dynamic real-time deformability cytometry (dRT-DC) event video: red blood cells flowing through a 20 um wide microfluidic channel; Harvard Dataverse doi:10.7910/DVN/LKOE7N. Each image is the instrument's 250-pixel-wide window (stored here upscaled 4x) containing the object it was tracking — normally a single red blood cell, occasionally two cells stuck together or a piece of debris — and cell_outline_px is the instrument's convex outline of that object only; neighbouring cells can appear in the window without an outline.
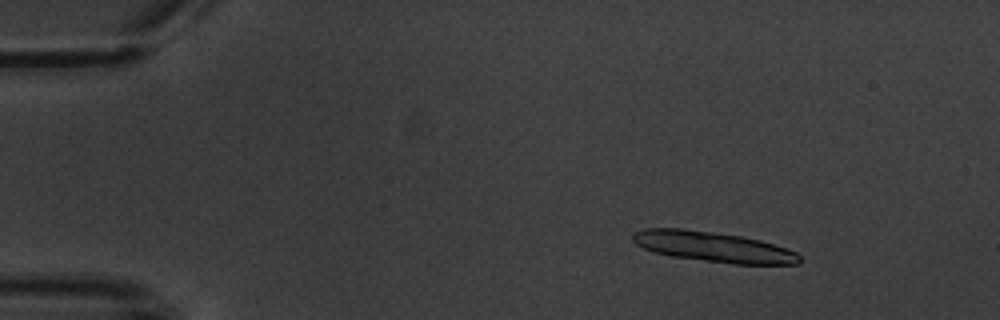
{"species": "common noctule bat (a hibernating species)", "species_latin": "Nyctalus noctula", "temperature_condition": "warm", "stored_images_in_passage": 5, "camera_frame_rate_fps": 3000, "um_per_image_px": 0.085, "animal": {"sex": "male", "body_mass_g": 20.1, "forearm_length_mm": 53.5}, "frame": {"image": 1, "passage_image": 2, "time_ms": 1.333, "image_size_px": [1000, 320], "cell_outline_px": [[800, 260], [796, 264], [732, 264], [672, 256], [652, 252], [636, 244], [632, 240], [632, 232], [644, 228], [680, 228], [712, 232], [740, 236], [760, 240], [796, 252], [800, 256]], "centroid_in_image_um": [60.56, 20.98], "position_along_channel_um": 24.4, "area_um2": 29.25}}